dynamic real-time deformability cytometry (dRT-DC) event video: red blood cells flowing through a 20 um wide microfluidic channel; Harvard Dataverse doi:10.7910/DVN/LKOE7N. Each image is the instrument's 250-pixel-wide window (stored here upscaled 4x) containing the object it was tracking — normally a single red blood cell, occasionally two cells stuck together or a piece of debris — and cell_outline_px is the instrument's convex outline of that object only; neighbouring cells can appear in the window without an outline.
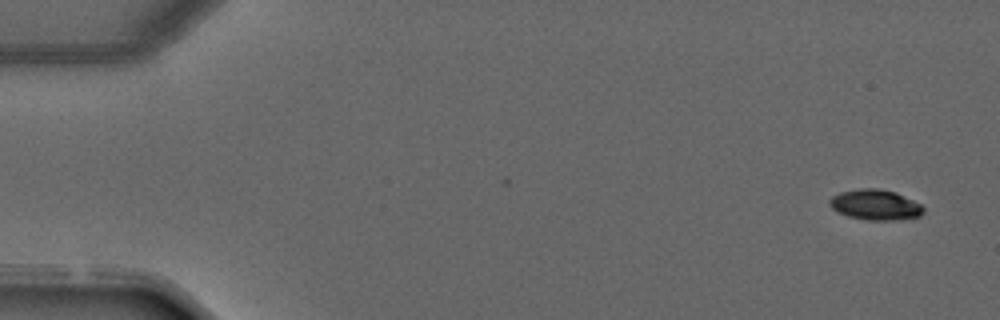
{"species": "common noctule bat (a hibernating species)", "species_latin": "Nyctalus noctula", "temperature_condition": "warm", "stored_images_in_passage": 2, "camera_frame_rate_fps": 3000, "um_per_image_px": 0.085, "animal": {"sex": "male", "forearm_length_mm": 52.5}, "frame": {"image": 1, "passage_image": 2, "time_ms": 1.333, "image_size_px": [1000, 320], "cell_outline_px": [[924, 212], [920, 216], [892, 220], [868, 220], [848, 216], [836, 212], [828, 204], [828, 200], [832, 196], [840, 192], [860, 188], [880, 188], [896, 192], [920, 204], [924, 208]], "centroid_in_image_um": [74.37, 17.4], "position_along_channel_um": 10.6, "area_um2": 16.7}}